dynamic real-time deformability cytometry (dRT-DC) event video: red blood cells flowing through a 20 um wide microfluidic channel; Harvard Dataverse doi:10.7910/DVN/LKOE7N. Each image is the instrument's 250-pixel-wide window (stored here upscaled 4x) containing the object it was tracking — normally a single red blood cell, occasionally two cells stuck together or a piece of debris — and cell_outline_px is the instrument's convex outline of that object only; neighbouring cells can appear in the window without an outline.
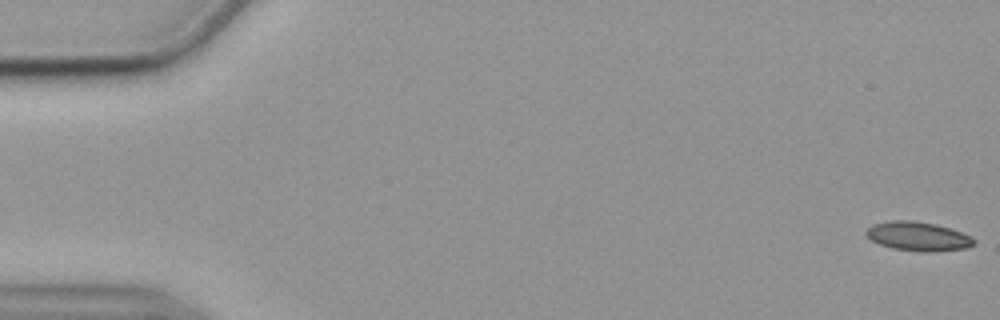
{"species": "common noctule bat (a hibernating species)", "species_latin": "Nyctalus noctula", "temperature_condition": "cold", "stored_images_in_passage": 56, "camera_frame_rate_fps": 3000, "um_per_image_px": 0.085, "animal": {"sex": "female", "body_mass_g": 19.9}, "frame": {"image": 1, "passage_image": 1, "time_ms": 0.0, "image_size_px": [1000, 320], "cell_outline_px": [[976, 244], [964, 248], [928, 252], [924, 252], [892, 248], [880, 244], [872, 240], [864, 232], [872, 224], [892, 220], [912, 220], [936, 224], [972, 236], [976, 240]], "centroid_in_image_um": [78.03, 20.08], "position_along_channel_um": 7.0, "area_um2": 18.15}}
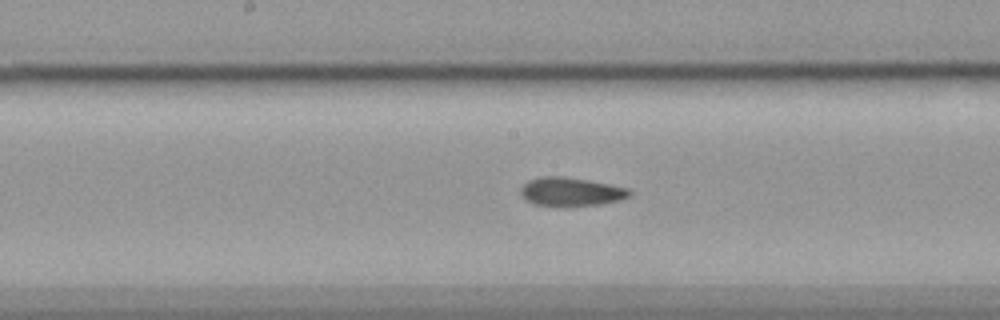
{"frame": {"image": 2, "passage_image": 29, "time_ms": 9.333, "image_size_px": [1000, 320], "cell_outline_px": [[632, 192], [628, 196], [620, 200], [600, 204], [564, 208], [556, 208], [532, 204], [520, 196], [520, 188], [528, 180], [540, 176], [560, 176], [588, 180], [628, 188]], "centroid_in_image_um": [48.45, 16.33], "position_along_channel_um": 199.7, "area_um2": 18.73}}
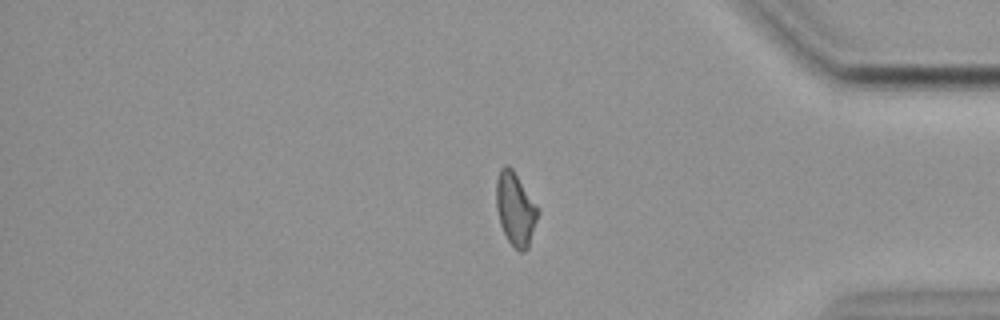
{"frame": {"image": 3, "passage_image": 47, "time_ms": 15.333, "image_size_px": [1000, 320], "cell_outline_px": [[540, 212], [528, 248], [524, 252], [520, 252], [508, 240], [500, 224], [496, 208], [496, 180], [500, 168], [504, 164], [508, 164], [512, 168], [536, 204]], "centroid_in_image_um": [43.81, 17.74], "position_along_channel_um": 391.4, "area_um2": 17.8}, "authors_computed_cell_mechanics": {"area_um2": 18.1492, "velocity_mm_per_s": 3.577, "shape_relaxation_time_tau1_ms": null, "shape_relaxation_time_tau2_ms": 3.2571, "deformation_change_tau1": null, "deformation_change_tau2": 0.077}}